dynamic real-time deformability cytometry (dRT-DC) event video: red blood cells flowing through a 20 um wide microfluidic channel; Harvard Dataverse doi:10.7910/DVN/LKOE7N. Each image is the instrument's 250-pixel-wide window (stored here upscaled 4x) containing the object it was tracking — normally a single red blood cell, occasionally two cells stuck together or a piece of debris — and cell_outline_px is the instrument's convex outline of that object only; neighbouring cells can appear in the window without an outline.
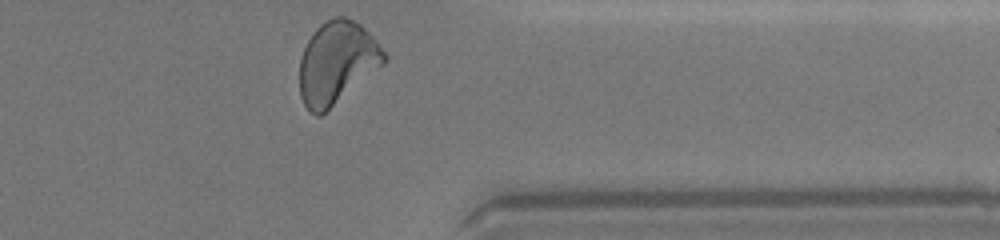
{"species": "human", "species_latin": "Homo sapiens", "temperature_condition": "warm", "stored_images_in_passage": 23, "camera_frame_rate_fps": 3000, "um_per_image_px": 0.085, "donor": {"sex": "female"}, "frame": {"image": 1, "passage_image": 23, "time_ms": 7.333, "image_size_px": [1000, 240], "cell_outline_px": [[388, 60], [384, 64], [320, 116], [316, 116], [304, 104], [300, 96], [300, 56], [308, 40], [316, 28], [320, 24], [336, 16], [344, 16], [360, 24], [372, 36], [388, 56]], "centroid_in_image_um": [28.63, 5.32], "position_along_channel_um": 382.8, "area_um2": 40.23}, "authors_computed_cell_mechanics": {"area_um2": 39.2462, "velocity_mm_per_s": 4.3807, "shape_relaxation_time_tau1_ms": 4.7604, "shape_relaxation_time_tau2_ms": 0.8842, "deformation_change_tau1": 0.1851, "deformation_change_tau2": 0.0828}}